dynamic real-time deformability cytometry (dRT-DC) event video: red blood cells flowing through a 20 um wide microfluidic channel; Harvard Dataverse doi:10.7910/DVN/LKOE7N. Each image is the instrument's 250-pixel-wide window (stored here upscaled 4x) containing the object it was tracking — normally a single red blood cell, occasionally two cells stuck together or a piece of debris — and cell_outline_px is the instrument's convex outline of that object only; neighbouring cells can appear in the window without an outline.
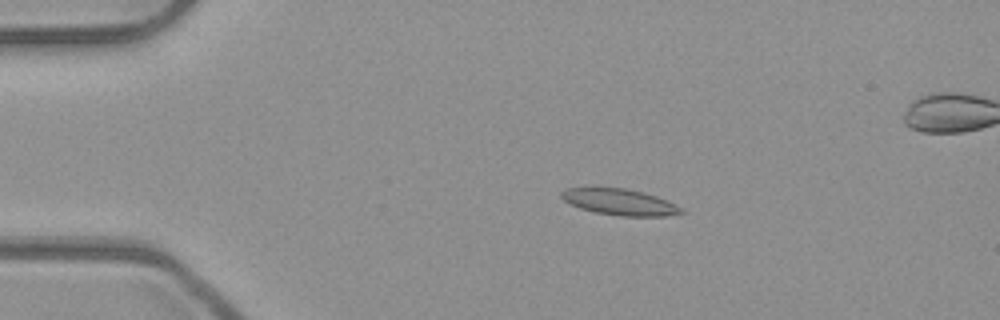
{"species": "common noctule bat (a hibernating species)", "species_latin": "Nyctalus noctula", "temperature_condition": "room temperature", "stored_images_in_passage": 6, "camera_frame_rate_fps": 3000, "um_per_image_px": 0.085, "animal": {"sex": "male", "body_mass_g": 23.1, "forearm_length_mm": 52.7}, "frame": {"image": 1, "passage_image": 3, "time_ms": 0.667, "image_size_px": [1000, 320], "cell_outline_px": [[684, 212], [668, 216], [620, 216], [596, 212], [580, 208], [564, 200], [560, 196], [560, 192], [568, 188], [624, 188], [644, 192], [656, 196], [684, 208]], "centroid_in_image_um": [52.71, 17.18], "position_along_channel_um": 32.3, "area_um2": 18.15}}
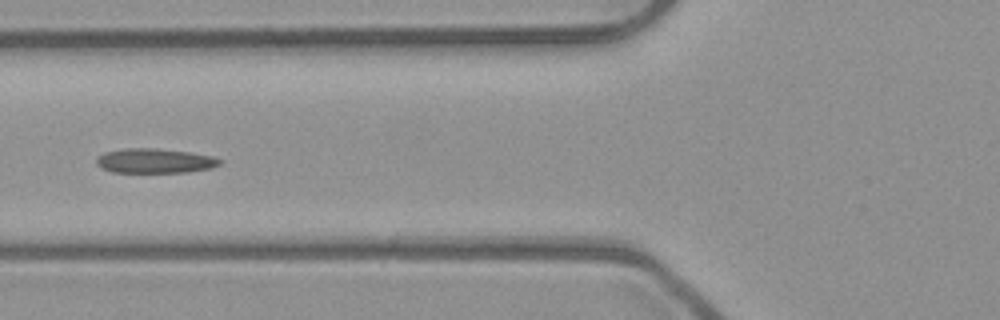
{"frame": {"image": 2, "passage_image": 5, "time_ms": 1.333, "image_size_px": [1000, 320], "cell_outline_px": [[224, 160], [220, 164], [212, 168], [188, 172], [112, 172], [100, 168], [96, 164], [96, 156], [104, 152], [128, 148], [156, 148], [188, 152], [212, 156]], "centroid_in_image_um": [13.14, 13.67], "position_along_channel_um": 112.7, "area_um2": 17.8}}
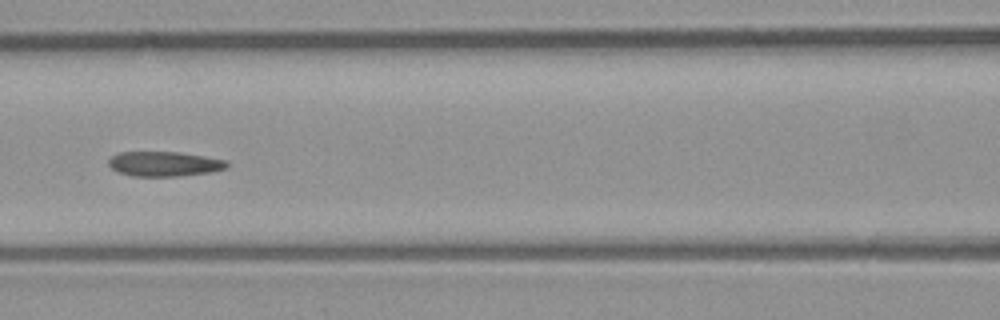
{"frame": {"image": 3, "passage_image": 6, "time_ms": 1.667, "image_size_px": [1000, 320], "cell_outline_px": [[228, 168], [212, 172], [180, 176], [132, 176], [120, 172], [112, 168], [108, 164], [108, 160], [112, 156], [120, 152], [180, 152], [228, 160]], "centroid_in_image_um": [14.01, 13.93], "position_along_channel_um": 152.6, "area_um2": 17.17}}